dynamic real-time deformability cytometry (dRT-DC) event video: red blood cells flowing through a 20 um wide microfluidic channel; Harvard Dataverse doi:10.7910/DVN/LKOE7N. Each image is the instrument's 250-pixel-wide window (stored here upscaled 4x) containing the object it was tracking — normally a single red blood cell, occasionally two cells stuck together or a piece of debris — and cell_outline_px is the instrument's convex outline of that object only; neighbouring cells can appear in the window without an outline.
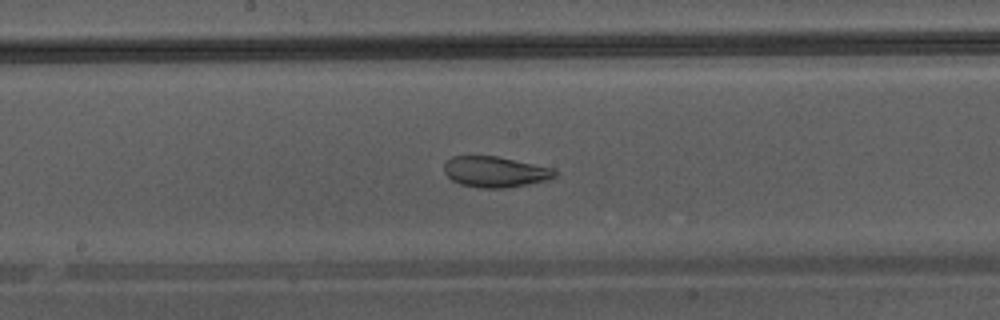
{"species": "Egyptian fruit bat (a non-hibernating species)", "species_latin": "Rousettus aegyptiacus", "temperature_condition": "warm", "stored_images_in_passage": 32, "camera_frame_rate_fps": 3000, "um_per_image_px": 0.085, "animal": {"sex": "male"}, "frame": {"image": 1, "passage_image": 10, "time_ms": 3.0, "image_size_px": [1000, 320], "cell_outline_px": [[556, 176], [544, 180], [528, 184], [504, 188], [480, 188], [460, 184], [452, 180], [444, 172], [444, 164], [452, 156], [496, 156], [556, 168]], "centroid_in_image_um": [42.09, 14.6], "position_along_channel_um": 206.1, "area_um2": 19.83}}
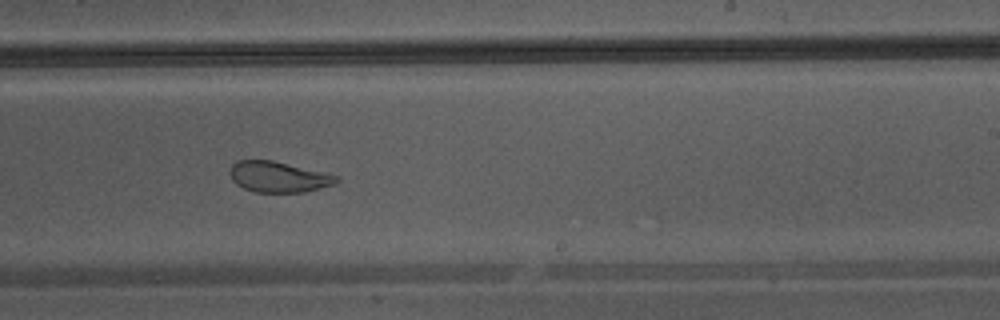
{"frame": {"image": 2, "passage_image": 14, "time_ms": 4.333, "image_size_px": [1000, 320], "cell_outline_px": [[340, 180], [332, 184], [320, 188], [304, 192], [256, 192], [244, 188], [236, 184], [232, 180], [228, 172], [232, 164], [236, 160], [272, 160], [340, 176]], "centroid_in_image_um": [23.63, 15.03], "position_along_channel_um": 265.4, "area_um2": 19.07}}